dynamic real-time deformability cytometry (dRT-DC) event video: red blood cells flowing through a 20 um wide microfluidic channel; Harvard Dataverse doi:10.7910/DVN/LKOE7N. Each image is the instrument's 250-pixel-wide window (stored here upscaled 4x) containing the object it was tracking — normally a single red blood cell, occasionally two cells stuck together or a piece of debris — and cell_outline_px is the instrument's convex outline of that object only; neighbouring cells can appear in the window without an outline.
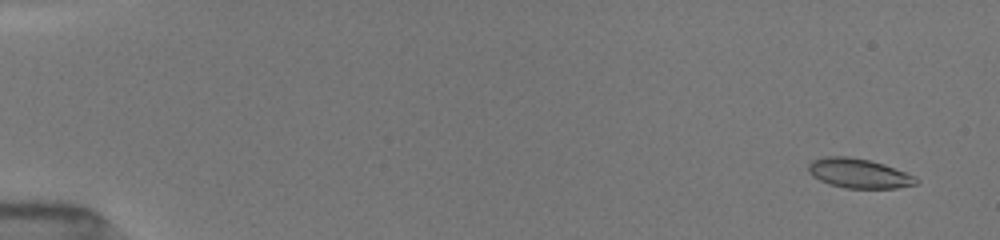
{"species": "common noctule bat (a hibernating species)", "species_latin": "Nyctalus noctula", "temperature_condition": "room temperature", "stored_images_in_passage": 52, "camera_frame_rate_fps": 3000, "um_per_image_px": 0.085, "animal": {"sex": "female", "body_mass_g": 19.5, "forearm_length_mm": 54.1}, "frame": {"image": 1, "passage_image": 3, "time_ms": 0.667, "image_size_px": [1000, 240], "cell_outline_px": [[920, 180], [916, 184], [896, 188], [844, 188], [828, 184], [812, 176], [808, 172], [808, 164], [812, 160], [824, 156], [848, 156], [868, 160], [884, 164], [916, 176]], "centroid_in_image_um": [72.98, 14.73], "position_along_channel_um": 12.0, "area_um2": 18.67}}
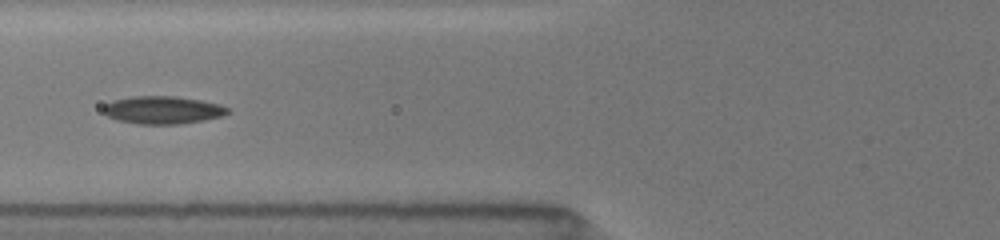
{"frame": {"image": 2, "passage_image": 22, "time_ms": 7.0, "image_size_px": [1000, 240], "cell_outline_px": [[232, 112], [220, 116], [204, 120], [180, 124], [136, 124], [120, 120], [108, 116], [104, 112], [104, 104], [112, 100], [132, 96], [176, 96], [200, 100], [220, 104], [228, 108]], "centroid_in_image_um": [13.84, 9.34], "position_along_channel_um": 112.0, "area_um2": 20.11}}
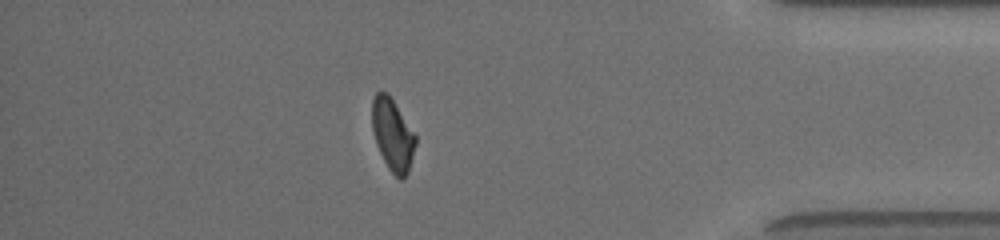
{"frame": {"image": 3, "passage_image": 46, "time_ms": 15.0, "image_size_px": [1000, 240], "cell_outline_px": [[416, 144], [408, 172], [400, 180], [388, 168], [376, 144], [372, 128], [372, 96], [380, 88], [388, 92], [416, 136]], "centroid_in_image_um": [33.35, 11.39], "position_along_channel_um": 401.9, "area_um2": 18.26}, "authors_computed_cell_mechanics": {"area_um2": 18.9006, "velocity_mm_per_s": 4.0137, "shape_relaxation_time_tau1_ms": 3.6647, "shape_relaxation_time_tau2_ms": 2.9228, "deformation_change_tau1": 0.1182, "deformation_change_tau2": 0.0788}}